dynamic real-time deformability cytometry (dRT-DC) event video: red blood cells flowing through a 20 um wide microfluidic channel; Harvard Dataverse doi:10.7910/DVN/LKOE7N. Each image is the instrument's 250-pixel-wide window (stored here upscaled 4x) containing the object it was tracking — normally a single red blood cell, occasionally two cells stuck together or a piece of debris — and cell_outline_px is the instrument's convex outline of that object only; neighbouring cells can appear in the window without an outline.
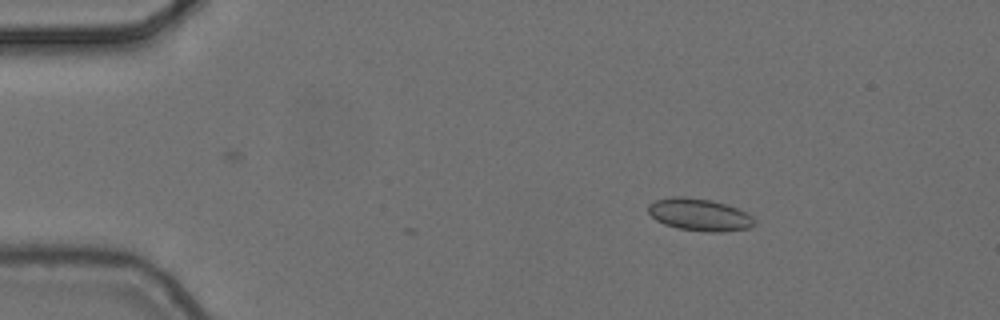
{"species": "common noctule bat (a hibernating species)", "species_latin": "Nyctalus noctula", "temperature_condition": "cold", "stored_images_in_passage": 4, "camera_frame_rate_fps": 3000, "um_per_image_px": 0.085, "animal": {"sex": "female", "body_mass_g": 24.6, "forearm_length_mm": 56.2}, "frame": {"image": 1, "passage_image": 2, "time_ms": 0.333, "image_size_px": [1000, 320], "cell_outline_px": [[756, 220], [748, 228], [724, 232], [708, 232], [676, 228], [664, 224], [656, 220], [648, 212], [648, 204], [656, 200], [672, 196], [684, 196], [712, 200], [740, 208], [752, 216]], "centroid_in_image_um": [59.45, 18.24], "position_along_channel_um": 25.6, "area_um2": 20.17}}